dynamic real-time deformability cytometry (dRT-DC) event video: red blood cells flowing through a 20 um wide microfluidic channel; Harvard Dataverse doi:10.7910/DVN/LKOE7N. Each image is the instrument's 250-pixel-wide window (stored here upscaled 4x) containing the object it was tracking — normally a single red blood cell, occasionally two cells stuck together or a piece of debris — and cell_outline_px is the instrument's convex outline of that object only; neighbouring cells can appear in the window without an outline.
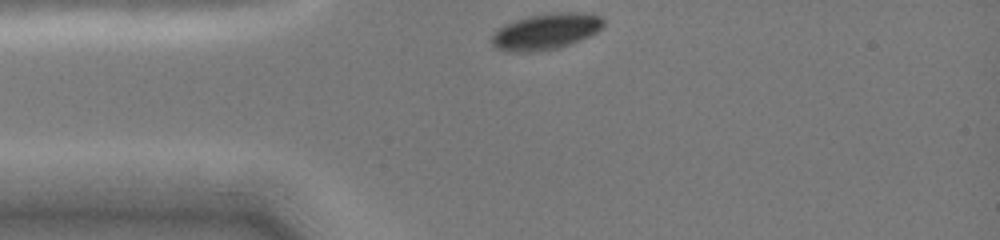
{"species": "common noctule bat (a hibernating species)", "species_latin": "Nyctalus noctula", "temperature_condition": "cold", "stored_images_in_passage": 35, "camera_frame_rate_fps": 3000, "um_per_image_px": 0.085, "animal": {"sex": "female", "body_mass_g": 19.0, "forearm_length_mm": 51.5}, "frame": {"image": 1, "passage_image": 1, "time_ms": 0.0, "image_size_px": [1000, 240], "cell_outline_px": [[604, 24], [596, 32], [588, 36], [568, 44], [556, 48], [532, 52], [516, 52], [496, 48], [492, 44], [492, 36], [504, 24], [528, 16], [552, 12], [576, 12], [604, 16]], "centroid_in_image_um": [46.41, 2.66], "position_along_channel_um": 38.6, "area_um2": 23.18}}
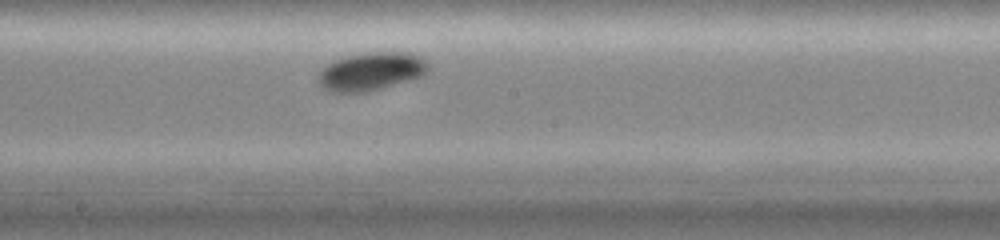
{"frame": {"image": 2, "passage_image": 18, "time_ms": 5.0, "image_size_px": [1000, 240], "cell_outline_px": [[428, 68], [420, 76], [408, 80], [368, 92], [332, 92], [324, 88], [320, 84], [316, 76], [328, 64], [336, 60], [348, 56], [364, 52], [412, 52], [428, 60]], "centroid_in_image_um": [31.55, 6.06], "position_along_channel_um": 216.6, "area_um2": 24.28}}
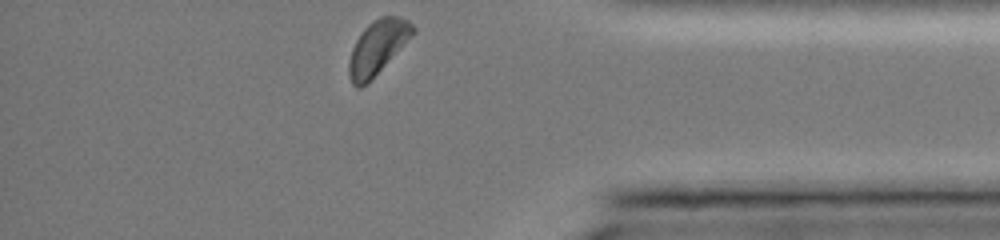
{"frame": {"image": 3, "passage_image": 35, "time_ms": 10.0, "image_size_px": [1000, 240], "cell_outline_px": [[416, 32], [360, 88], [356, 88], [352, 84], [348, 72], [348, 60], [352, 48], [356, 40], [364, 28], [368, 24], [380, 16], [400, 16], [408, 20], [416, 28]], "centroid_in_image_um": [32.08, 3.97], "position_along_channel_um": 403.1, "area_um2": 19.54}, "authors_computed_cell_mechanics": {"area_um2": 23.5824, "velocity_mm_per_s": 3.9419, "shape_relaxation_time_tau1_ms": 1.1242, "shape_relaxation_time_tau2_ms": null, "deformation_change_tau1": 0.067, "deformation_change_tau2": null}}